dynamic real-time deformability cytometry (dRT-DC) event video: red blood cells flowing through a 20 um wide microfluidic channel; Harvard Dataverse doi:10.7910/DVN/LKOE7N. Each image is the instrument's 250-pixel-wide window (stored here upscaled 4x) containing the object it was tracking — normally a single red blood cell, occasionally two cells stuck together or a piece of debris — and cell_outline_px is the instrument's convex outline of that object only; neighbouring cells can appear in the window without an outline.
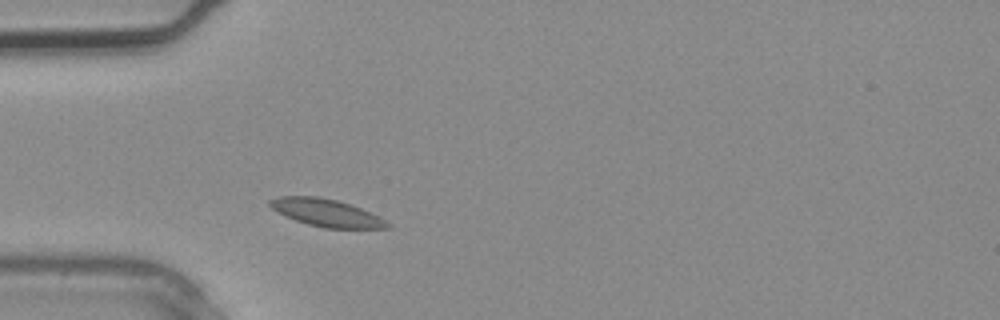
{"species": "common noctule bat (a hibernating species)", "species_latin": "Nyctalus noctula", "temperature_condition": "warm", "stored_images_in_passage": 1, "camera_frame_rate_fps": 3000, "um_per_image_px": 0.085, "animal": {"sex": "male", "body_mass_g": 20.4}, "frame": {"image": 1, "passage_image": 1, "time_ms": 0.0, "image_size_px": [1000, 320], "cell_outline_px": [[392, 228], [324, 228], [308, 224], [296, 220], [272, 208], [268, 204], [268, 200], [280, 196], [320, 196], [336, 200], [360, 208], [380, 216], [392, 224]], "centroid_in_image_um": [27.79, 18.08], "position_along_channel_um": 57.2, "area_um2": 18.67}}